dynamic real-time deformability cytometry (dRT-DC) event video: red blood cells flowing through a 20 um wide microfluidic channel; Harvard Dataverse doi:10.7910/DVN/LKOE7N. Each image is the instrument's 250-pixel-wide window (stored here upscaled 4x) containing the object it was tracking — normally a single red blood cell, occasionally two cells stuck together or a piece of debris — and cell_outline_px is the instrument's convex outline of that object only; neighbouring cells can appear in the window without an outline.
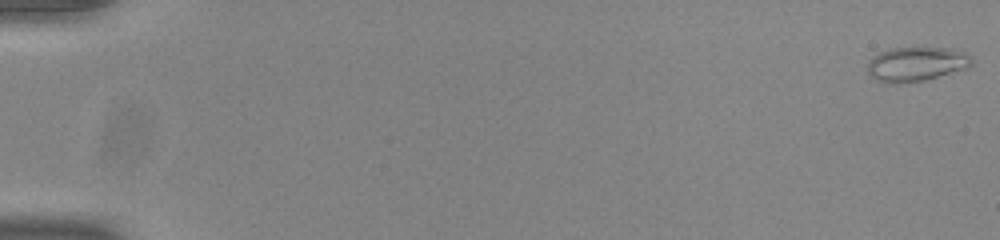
{"species": "common noctule bat (a hibernating species)", "species_latin": "Nyctalus noctula", "temperature_condition": "room temperature", "stored_images_in_passage": 54, "camera_frame_rate_fps": 3000, "um_per_image_px": 0.085, "animal": {"sex": "male", "body_mass_g": 20.0, "forearm_length_mm": 53.3}, "frame": {"image": 1, "passage_image": 1, "time_ms": 0.0, "image_size_px": [1000, 240], "cell_outline_px": [[972, 64], [968, 68], [924, 80], [876, 80], [868, 72], [868, 60], [872, 56], [888, 48], [952, 48], [968, 52], [972, 56]], "centroid_in_image_um": [77.96, 5.38], "position_along_channel_um": 7.0, "area_um2": 20.35}}
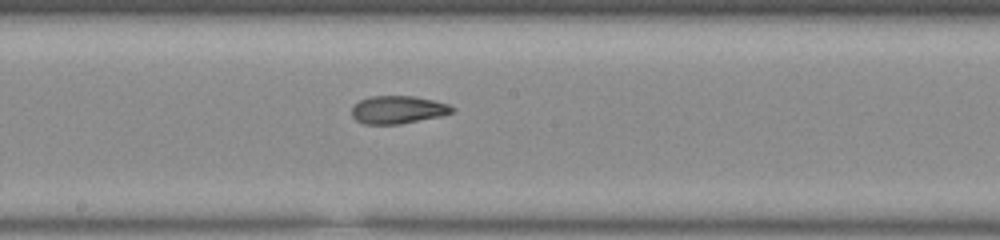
{"frame": {"image": 2, "passage_image": 31, "time_ms": 10.0, "image_size_px": [1000, 240], "cell_outline_px": [[456, 108], [452, 112], [440, 116], [400, 124], [364, 124], [356, 120], [352, 116], [352, 104], [360, 100], [372, 96], [416, 96], [448, 104]], "centroid_in_image_um": [33.8, 9.32], "position_along_channel_um": 214.4, "area_um2": 16.3}}
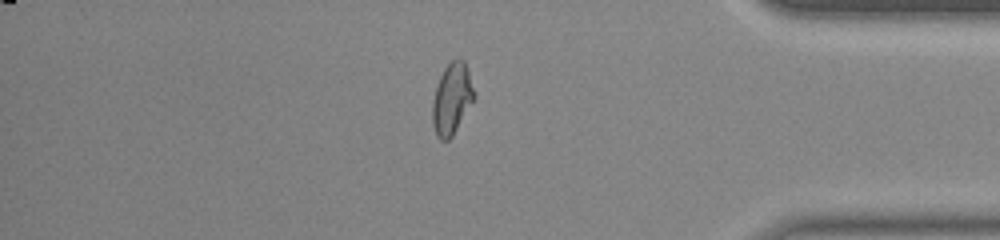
{"frame": {"image": 3, "passage_image": 47, "time_ms": 15.333, "image_size_px": [1000, 240], "cell_outline_px": [[476, 96], [452, 136], [448, 140], [440, 140], [436, 136], [432, 120], [432, 100], [440, 76], [444, 68], [452, 60], [464, 60]], "centroid_in_image_um": [38.39, 8.42], "position_along_channel_um": 396.8, "area_um2": 17.05}, "authors_computed_cell_mechanics": {"area_um2": 17.2244, "velocity_mm_per_s": 3.8755, "shape_relaxation_time_tau1_ms": null, "shape_relaxation_time_tau2_ms": 1.7635, "deformation_change_tau1": null, "deformation_change_tau2": 0.0794}}